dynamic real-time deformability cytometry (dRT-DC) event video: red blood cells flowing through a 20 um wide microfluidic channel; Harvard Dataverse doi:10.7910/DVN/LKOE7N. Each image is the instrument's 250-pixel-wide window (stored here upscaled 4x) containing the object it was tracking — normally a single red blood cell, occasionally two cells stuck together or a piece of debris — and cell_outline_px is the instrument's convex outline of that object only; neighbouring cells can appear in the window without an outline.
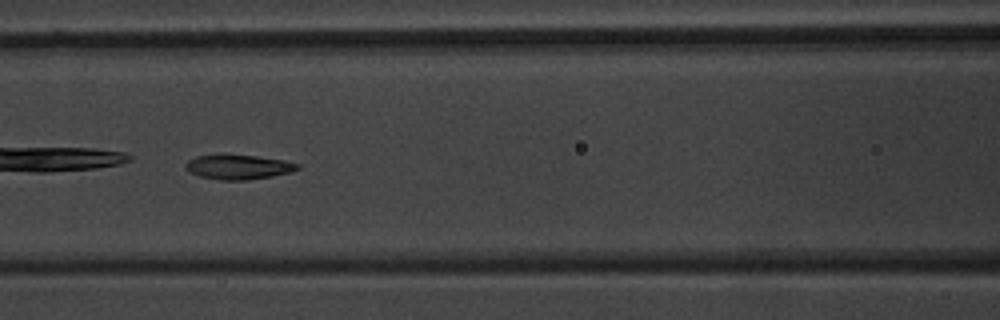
{"species": "common noctule bat (a hibernating species)", "species_latin": "Nyctalus noctula", "temperature_condition": "warm", "stored_images_in_passage": 40, "camera_frame_rate_fps": 3000, "um_per_image_px": 0.085, "animal": {"sex": "male", "body_mass_g": 20.1, "forearm_length_mm": 53.5}, "frame": {"image": 1, "passage_image": 12, "time_ms": 3.667, "image_size_px": [1000, 320], "cell_outline_px": [[300, 168], [292, 172], [272, 176], [248, 180], [220, 180], [200, 176], [188, 172], [184, 168], [184, 164], [188, 160], [196, 156], [256, 156], [284, 160], [300, 164]], "centroid_in_image_um": [20.27, 14.22], "position_along_channel_um": 146.3, "area_um2": 15.84}}
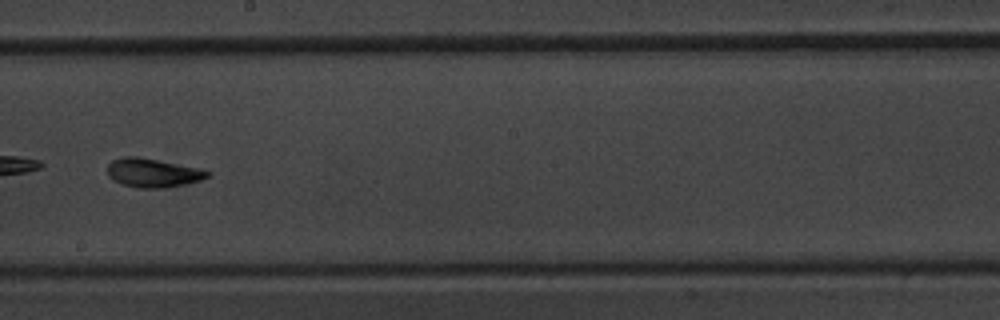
{"frame": {"image": 2, "passage_image": 19, "time_ms": 6.0, "image_size_px": [1000, 320], "cell_outline_px": [[212, 176], [200, 180], [184, 184], [160, 188], [136, 188], [112, 180], [108, 176], [108, 164], [112, 160], [124, 156], [136, 156], [204, 168], [212, 172]], "centroid_in_image_um": [13.04, 14.68], "position_along_channel_um": 235.2, "area_um2": 17.05}}
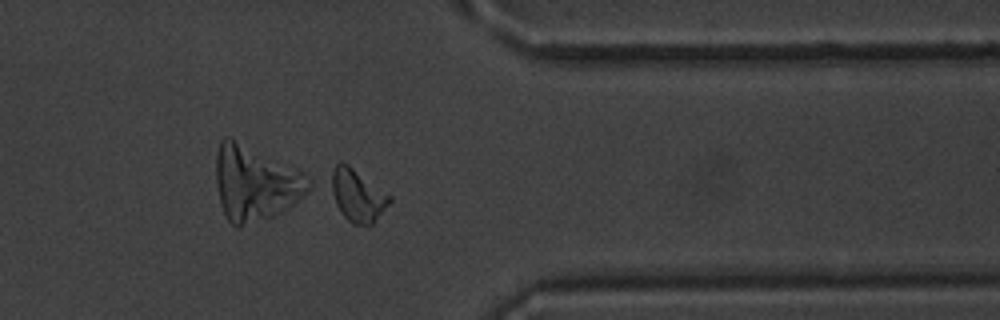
{"frame": {"image": 3, "passage_image": 31, "time_ms": 10.0, "image_size_px": [1000, 320], "cell_outline_px": [[392, 200], [372, 224], [352, 224], [340, 212], [324, 184], [324, 180], [336, 164], [348, 164], [392, 196]], "centroid_in_image_um": [30.27, 16.57], "position_along_channel_um": 381.1, "area_um2": 18.44}, "authors_computed_cell_mechanics": {"area_um2": 16.7331, "velocity_mm_per_s": 3.8218, "shape_relaxation_time_tau1_ms": 3.9994, "shape_relaxation_time_tau2_ms": 2.7934, "deformation_change_tau1": 0.161, "deformation_change_tau2": 0.1071}}